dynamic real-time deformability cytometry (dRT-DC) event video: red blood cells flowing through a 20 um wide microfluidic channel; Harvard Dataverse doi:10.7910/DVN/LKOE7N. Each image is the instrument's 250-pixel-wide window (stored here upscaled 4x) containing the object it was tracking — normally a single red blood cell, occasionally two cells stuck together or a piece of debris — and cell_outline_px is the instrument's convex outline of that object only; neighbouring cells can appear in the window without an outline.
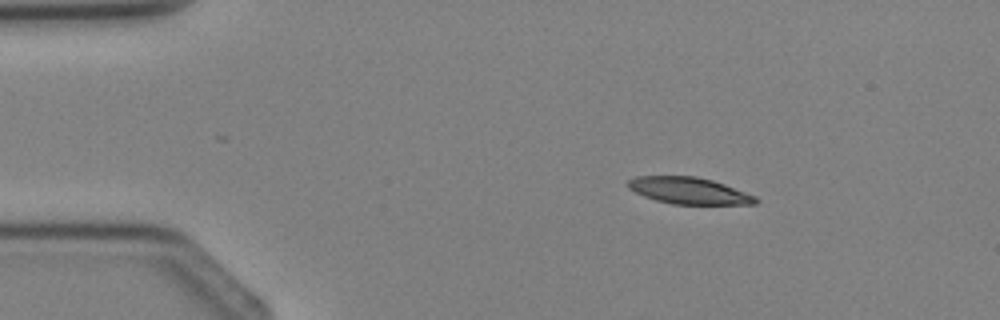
{"species": "Egyptian fruit bat (a non-hibernating species)", "species_latin": "Rousettus aegyptiacus", "temperature_condition": "cold", "stored_images_in_passage": 2, "camera_frame_rate_fps": 3000, "um_per_image_px": 0.085, "animal": {"sex": "female"}, "frame": {"image": 1, "passage_image": 1, "time_ms": 0.0, "image_size_px": [1000, 320], "cell_outline_px": [[760, 200], [756, 204], [672, 204], [656, 200], [644, 196], [628, 188], [624, 184], [628, 180], [636, 176], [696, 176], [712, 180], [724, 184], [756, 196]], "centroid_in_image_um": [58.54, 16.2], "position_along_channel_um": 26.5, "area_um2": 19.88}}